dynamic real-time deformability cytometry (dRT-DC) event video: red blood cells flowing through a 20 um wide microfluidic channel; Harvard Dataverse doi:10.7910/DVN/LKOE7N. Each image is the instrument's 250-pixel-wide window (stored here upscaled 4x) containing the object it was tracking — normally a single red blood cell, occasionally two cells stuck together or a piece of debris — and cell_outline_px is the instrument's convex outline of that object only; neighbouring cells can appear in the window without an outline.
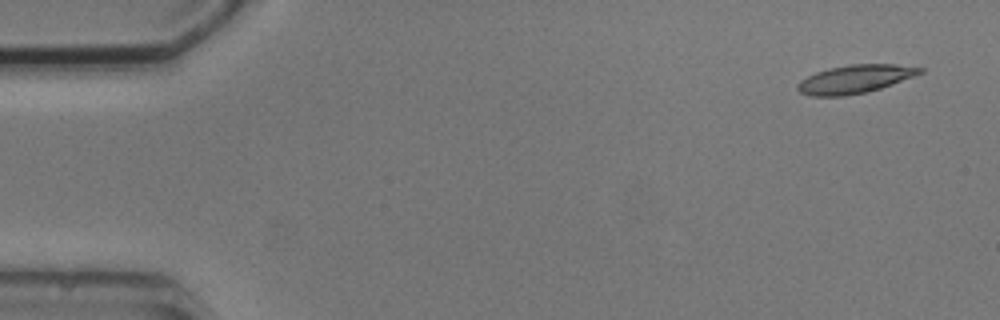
{"species": "common noctule bat (a hibernating species)", "species_latin": "Nyctalus noctula", "temperature_condition": "cold", "stored_images_in_passage": 6, "camera_frame_rate_fps": 3000, "um_per_image_px": 0.085, "animal": {"sex": "male", "body_mass_g": 20.5, "forearm_length_mm": 52.5}, "frame": {"image": 1, "passage_image": 1, "time_ms": 0.0, "image_size_px": [1000, 320], "cell_outline_px": [[924, 72], [892, 84], [868, 92], [844, 96], [812, 96], [800, 92], [796, 88], [796, 84], [800, 80], [816, 72], [828, 68], [848, 64], [896, 64], [924, 68]], "centroid_in_image_um": [72.65, 6.72], "position_along_channel_um": 12.3, "area_um2": 20.23}}
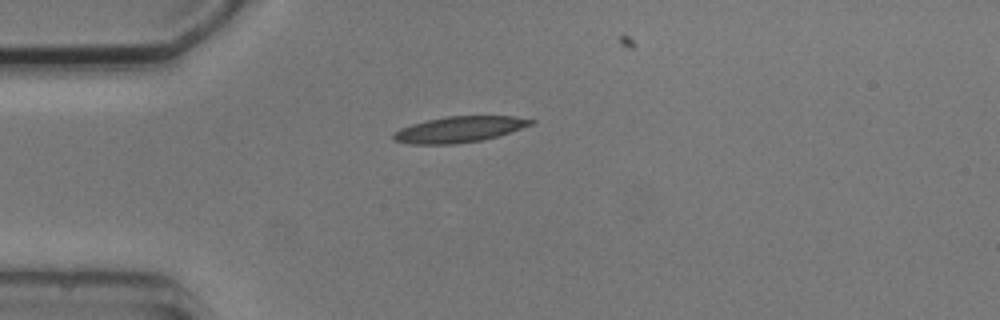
{"frame": {"image": 2, "passage_image": 4, "time_ms": 3.667, "image_size_px": [1000, 320], "cell_outline_px": [[536, 124], [484, 140], [456, 144], [408, 144], [392, 140], [392, 132], [400, 128], [412, 124], [428, 120], [448, 116], [512, 116], [536, 120]], "centroid_in_image_um": [39.04, 11.0], "position_along_channel_um": 46.0, "area_um2": 20.98}}